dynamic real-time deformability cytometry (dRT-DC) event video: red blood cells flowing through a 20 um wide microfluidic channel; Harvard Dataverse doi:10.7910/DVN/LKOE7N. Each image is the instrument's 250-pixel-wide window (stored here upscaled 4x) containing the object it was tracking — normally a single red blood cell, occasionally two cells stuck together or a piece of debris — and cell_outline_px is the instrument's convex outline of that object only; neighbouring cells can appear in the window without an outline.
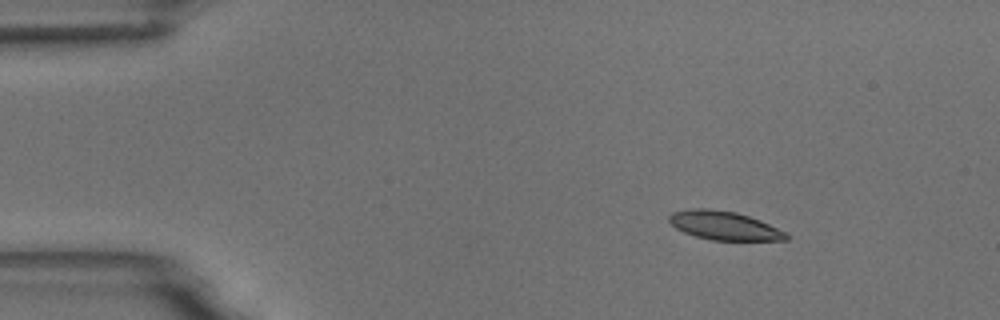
{"species": "common noctule bat (a hibernating species)", "species_latin": "Nyctalus noctula", "temperature_condition": "room temperature", "stored_images_in_passage": 4, "camera_frame_rate_fps": 3000, "um_per_image_px": 0.085, "animal": {"sex": "male", "body_mass_g": 18.8}, "frame": {"image": 1, "passage_image": 1, "time_ms": 0.0, "image_size_px": [1000, 320], "cell_outline_px": [[788, 240], [712, 240], [696, 236], [684, 232], [676, 228], [668, 220], [668, 216], [672, 212], [692, 208], [708, 208], [736, 212], [760, 220], [788, 232]], "centroid_in_image_um": [61.57, 19.17], "position_along_channel_um": 23.4, "area_um2": 19.59}}
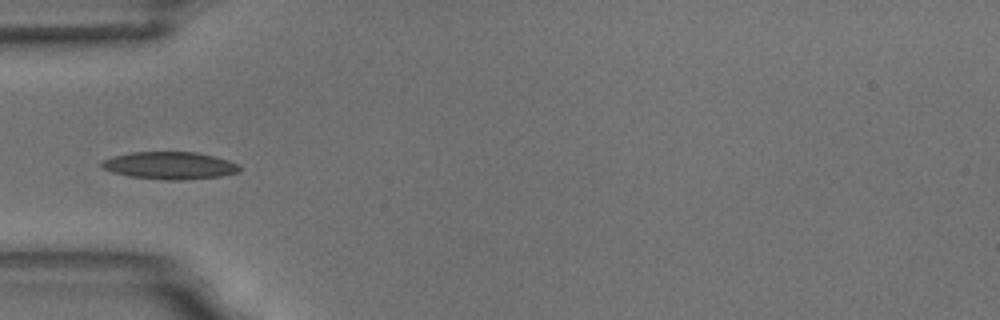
{"frame": {"image": 2, "passage_image": 4, "time_ms": 3.333, "image_size_px": [1000, 320], "cell_outline_px": [[240, 172], [220, 176], [188, 180], [164, 180], [128, 176], [112, 172], [100, 168], [100, 164], [104, 160], [112, 156], [132, 152], [196, 152], [216, 156], [240, 164]], "centroid_in_image_um": [14.44, 14.07], "position_along_channel_um": 70.6, "area_um2": 22.31}}